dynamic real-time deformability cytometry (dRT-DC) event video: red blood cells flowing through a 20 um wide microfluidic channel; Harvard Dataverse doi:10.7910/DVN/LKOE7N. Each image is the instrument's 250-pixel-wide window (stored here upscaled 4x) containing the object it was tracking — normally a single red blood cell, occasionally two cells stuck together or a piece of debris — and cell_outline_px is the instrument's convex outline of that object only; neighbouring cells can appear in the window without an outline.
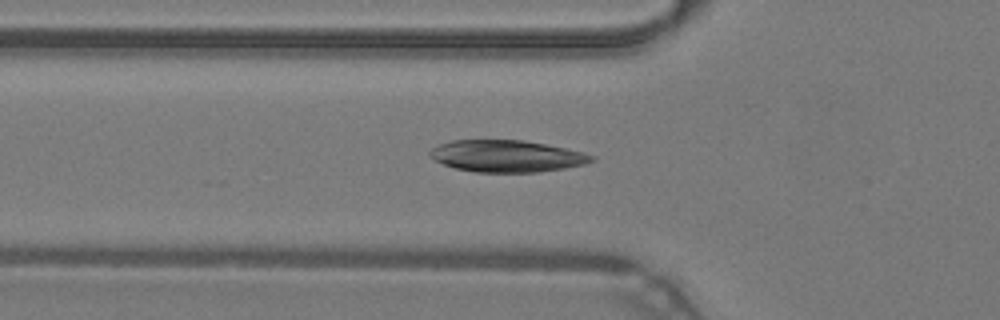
{"species": "common noctule bat (a hibernating species)", "species_latin": "Nyctalus noctula", "temperature_condition": "warm", "stored_images_in_passage": 47, "camera_frame_rate_fps": 3000, "um_per_image_px": 0.085, "animal": {"sex": "male", "body_mass_g": 19.2, "forearm_length_mm": 51.8}, "frame": {"image": 1, "passage_image": 16, "time_ms": 5.0, "image_size_px": [1000, 320], "cell_outline_px": [[596, 160], [584, 164], [564, 168], [536, 172], [476, 172], [456, 168], [444, 164], [428, 156], [428, 152], [432, 148], [440, 144], [452, 140], [524, 140], [584, 152], [596, 156]], "centroid_in_image_um": [43.08, 13.26], "position_along_channel_um": 82.7, "area_um2": 29.88}}
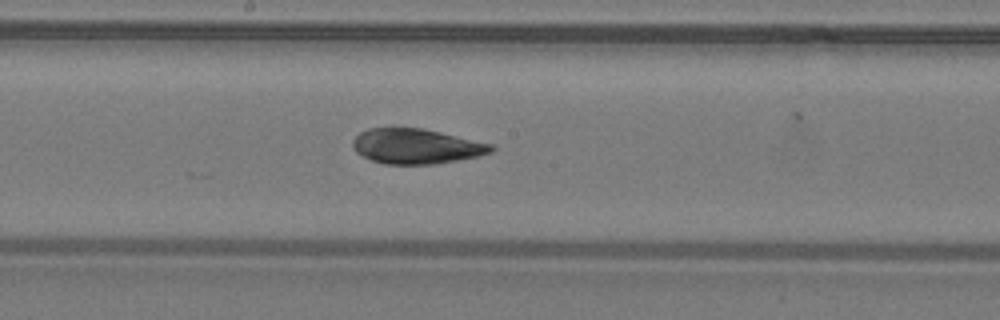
{"frame": {"image": 2, "passage_image": 25, "time_ms": 8.0, "image_size_px": [1000, 320], "cell_outline_px": [[496, 148], [492, 152], [480, 156], [436, 164], [384, 164], [372, 160], [356, 152], [352, 148], [352, 140], [360, 132], [368, 128], [420, 128], [440, 132], [492, 144]], "centroid_in_image_um": [35.38, 12.44], "position_along_channel_um": 212.8, "area_um2": 28.26}}
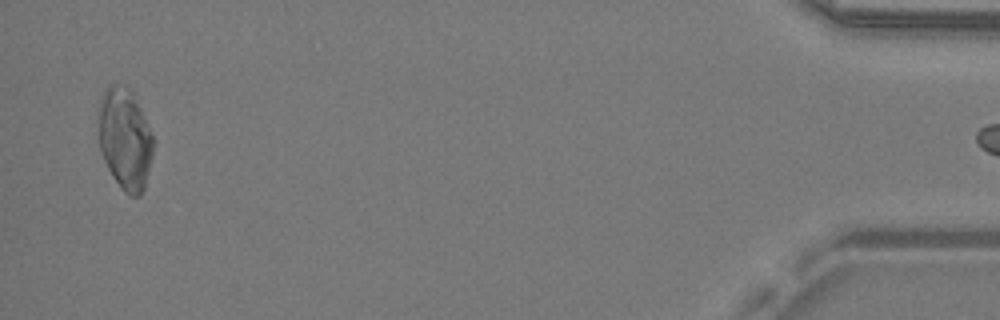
{"frame": {"image": 3, "passage_image": 46, "time_ms": 15.0, "image_size_px": [1000, 320], "cell_outline_px": [[152, 156], [144, 188], [140, 196], [128, 196], [124, 192], [112, 176], [104, 160], [100, 148], [100, 104], [104, 92], [108, 84], [124, 84], [132, 92], [140, 108], [152, 136]], "centroid_in_image_um": [10.62, 11.83], "position_along_channel_um": 424.6, "area_um2": 31.67}}